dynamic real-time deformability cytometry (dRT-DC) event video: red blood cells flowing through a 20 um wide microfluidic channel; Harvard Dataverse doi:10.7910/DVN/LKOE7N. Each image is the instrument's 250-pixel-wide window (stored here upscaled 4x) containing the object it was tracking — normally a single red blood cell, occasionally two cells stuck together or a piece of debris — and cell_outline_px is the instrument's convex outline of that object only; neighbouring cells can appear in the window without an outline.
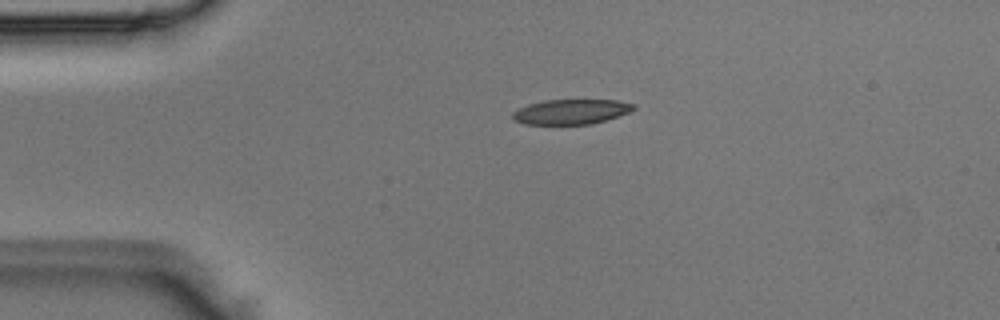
{"species": "Egyptian fruit bat (a non-hibernating species)", "species_latin": "Rousettus aegyptiacus", "temperature_condition": "room temperature", "stored_images_in_passage": 3, "camera_frame_rate_fps": 3000, "um_per_image_px": 0.085, "animal": {"sex": "male"}, "frame": {"image": 1, "passage_image": 2, "time_ms": 0.333, "image_size_px": [1000, 320], "cell_outline_px": [[636, 108], [628, 112], [592, 124], [524, 124], [512, 120], [512, 112], [528, 104], [544, 100], [616, 100], [636, 104]], "centroid_in_image_um": [48.51, 9.49], "position_along_channel_um": 36.5, "area_um2": 17.51}}